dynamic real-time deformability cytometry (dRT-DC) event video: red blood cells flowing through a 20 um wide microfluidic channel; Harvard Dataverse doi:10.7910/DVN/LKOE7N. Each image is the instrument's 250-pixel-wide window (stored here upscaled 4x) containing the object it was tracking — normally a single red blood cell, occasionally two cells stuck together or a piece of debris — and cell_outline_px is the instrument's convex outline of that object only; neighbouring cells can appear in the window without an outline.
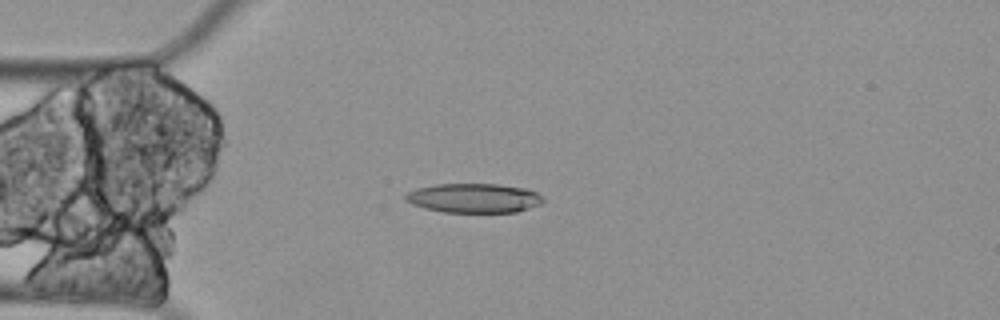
{"species": "Egyptian fruit bat (a non-hibernating species)", "species_latin": "Rousettus aegyptiacus", "temperature_condition": "cold", "stored_images_in_passage": 9, "camera_frame_rate_fps": 3000, "um_per_image_px": 0.085, "animal": {"sex": "female"}, "frame": {"image": 1, "passage_image": 3, "time_ms": 0.667, "image_size_px": [1000, 320], "cell_outline_px": [[544, 200], [540, 204], [516, 212], [444, 212], [424, 208], [412, 204], [404, 200], [404, 196], [408, 192], [416, 188], [436, 184], [496, 184], [524, 188], [536, 192]], "centroid_in_image_um": [40.23, 16.83], "position_along_channel_um": 44.8, "area_um2": 23.41}}
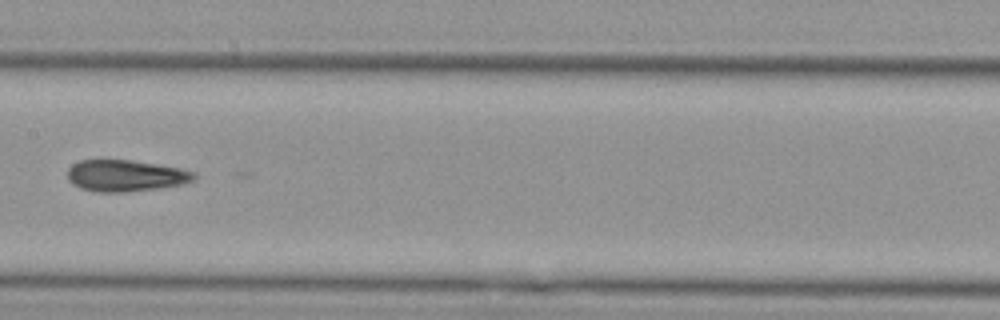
{"frame": {"image": 2, "passage_image": 7, "time_ms": 2.0, "image_size_px": [1000, 320], "cell_outline_px": [[196, 176], [192, 180], [184, 184], [160, 188], [124, 192], [96, 192], [80, 188], [72, 184], [68, 180], [68, 168], [72, 164], [80, 160], [100, 156], [132, 160], [180, 168], [196, 172]], "centroid_in_image_um": [10.61, 14.89], "position_along_channel_um": 196.8, "area_um2": 24.1}}
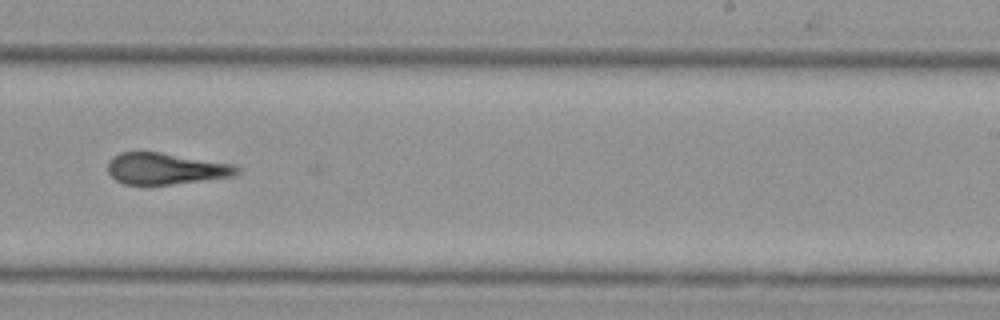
{"frame": {"image": 3, "passage_image": 9, "time_ms": 2.667, "image_size_px": [1000, 320], "cell_outline_px": [[240, 172], [232, 176], [172, 184], [124, 184], [116, 180], [108, 172], [108, 160], [112, 156], [120, 152], [160, 152], [236, 164], [240, 168]], "centroid_in_image_um": [14.09, 14.32], "position_along_channel_um": 274.9, "area_um2": 23.64}}